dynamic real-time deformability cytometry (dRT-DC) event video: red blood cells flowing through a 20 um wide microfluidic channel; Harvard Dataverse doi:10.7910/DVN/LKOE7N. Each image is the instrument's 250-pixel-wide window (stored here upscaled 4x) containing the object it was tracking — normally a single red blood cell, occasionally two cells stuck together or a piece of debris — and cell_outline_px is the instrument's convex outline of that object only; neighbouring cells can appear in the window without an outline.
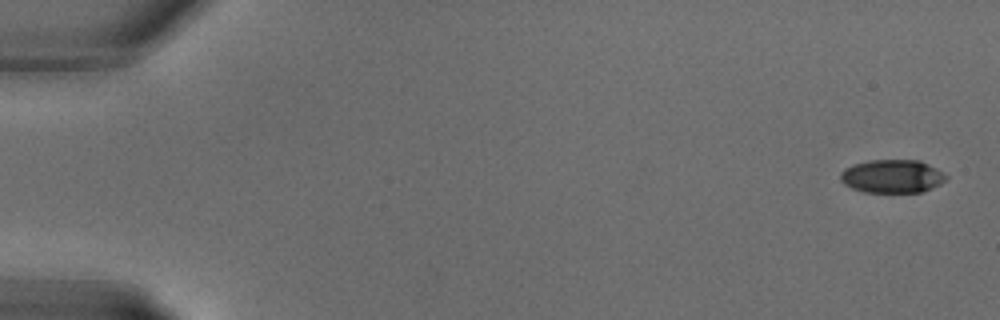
{"species": "common noctule bat (a hibernating species)", "species_latin": "Nyctalus noctula", "temperature_condition": "warm", "stored_images_in_passage": 15, "camera_frame_rate_fps": 3000, "um_per_image_px": 0.085, "animal": {"sex": "male", "body_mass_g": 18.8}, "frame": {"image": 1, "passage_image": 1, "time_ms": 0.0, "image_size_px": [1000, 320], "cell_outline_px": [[948, 176], [940, 184], [932, 188], [920, 192], [864, 192], [852, 188], [844, 184], [840, 180], [840, 172], [844, 168], [852, 164], [868, 160], [920, 160], [944, 172]], "centroid_in_image_um": [75.81, 14.97], "position_along_channel_um": 9.2, "area_um2": 20.63}}
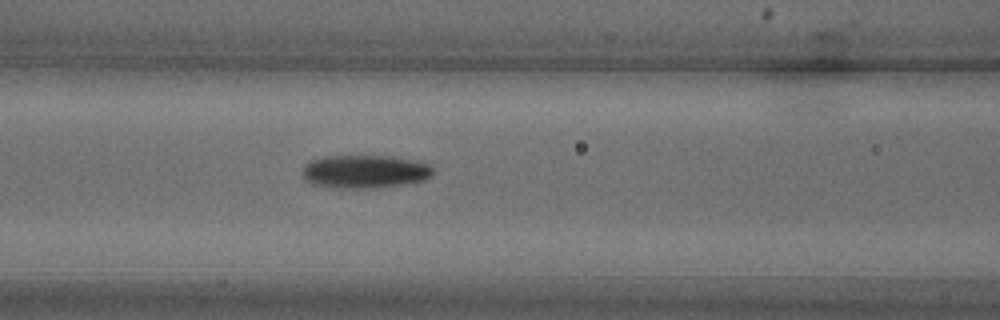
{"frame": {"image": 2, "passage_image": 13, "time_ms": 4.0, "image_size_px": [1000, 320], "cell_outline_px": [[436, 172], [432, 176], [424, 180], [404, 184], [376, 188], [332, 188], [308, 184], [304, 180], [300, 172], [304, 164], [312, 160], [324, 156], [392, 156], [416, 160], [428, 164]], "centroid_in_image_um": [30.97, 14.59], "position_along_channel_um": 135.6, "area_um2": 25.89}}
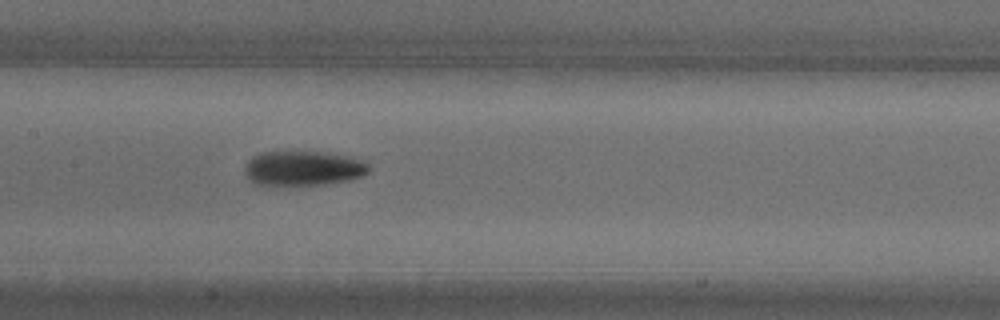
{"frame": {"image": 3, "passage_image": 15, "time_ms": 4.667, "image_size_px": [1000, 320], "cell_outline_px": [[372, 168], [364, 176], [348, 180], [324, 184], [252, 184], [244, 172], [244, 168], [248, 160], [252, 156], [260, 152], [328, 152], [348, 156], [364, 160]], "centroid_in_image_um": [25.8, 14.29], "position_along_channel_um": 181.6, "area_um2": 25.2}}